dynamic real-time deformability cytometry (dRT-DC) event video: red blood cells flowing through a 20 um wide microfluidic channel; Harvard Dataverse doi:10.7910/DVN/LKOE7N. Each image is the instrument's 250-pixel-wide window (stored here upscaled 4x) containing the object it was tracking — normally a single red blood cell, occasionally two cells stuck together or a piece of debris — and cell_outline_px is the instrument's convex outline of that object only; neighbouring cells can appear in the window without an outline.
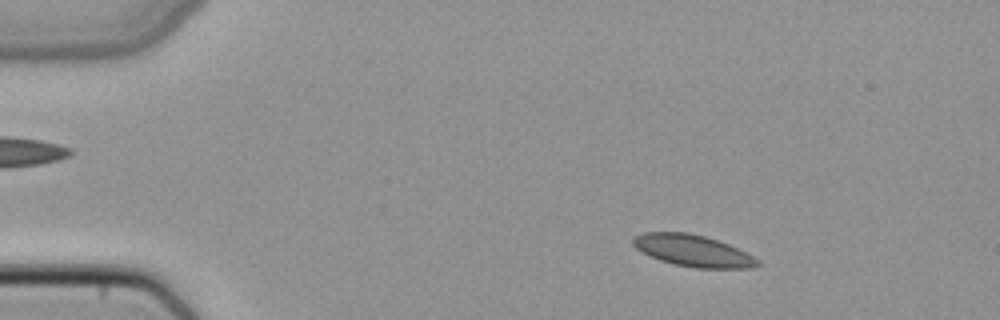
{"species": "common noctule bat (a hibernating species)", "species_latin": "Nyctalus noctula", "temperature_condition": "cold", "stored_images_in_passage": 50, "camera_frame_rate_fps": 3000, "um_per_image_px": 0.085, "animal": {"sex": "female", "body_mass_g": 22.7, "forearm_length_mm": 54.2}, "frame": {"image": 1, "passage_image": 8, "time_ms": 2.333, "image_size_px": [1000, 320], "cell_outline_px": [[764, 264], [756, 268], [696, 268], [676, 264], [660, 260], [636, 248], [632, 244], [632, 240], [636, 236], [644, 232], [688, 232], [704, 236], [728, 244], [760, 260]], "centroid_in_image_um": [58.94, 21.31], "position_along_channel_um": 26.1, "area_um2": 22.77}}
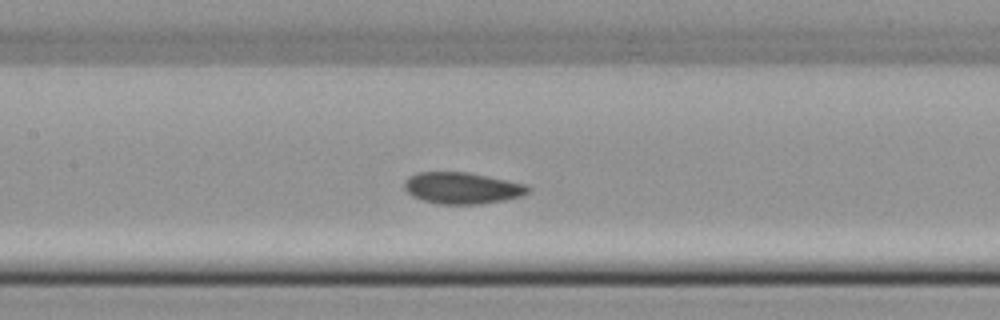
{"frame": {"image": 2, "passage_image": 24, "time_ms": 7.667, "image_size_px": [1000, 320], "cell_outline_px": [[532, 188], [524, 196], [504, 200], [480, 204], [436, 204], [412, 196], [404, 188], [404, 180], [408, 176], [416, 172], [468, 172], [524, 184]], "centroid_in_image_um": [39.26, 15.98], "position_along_channel_um": 168.1, "area_um2": 22.77}}
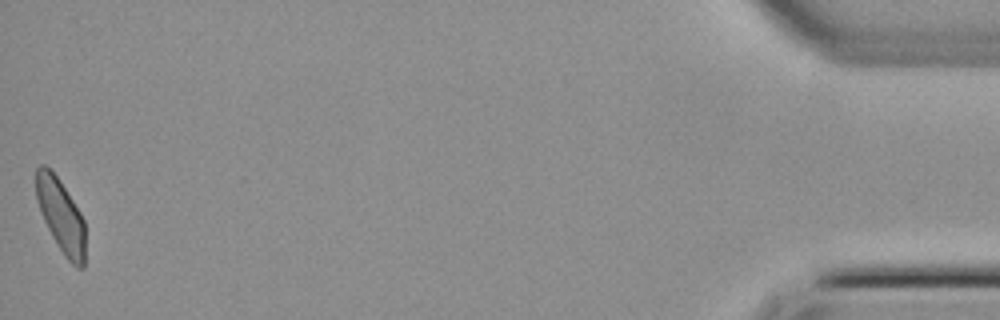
{"frame": {"image": 3, "passage_image": 50, "time_ms": 16.333, "image_size_px": [1000, 320], "cell_outline_px": [[84, 268], [76, 268], [64, 256], [52, 236], [44, 220], [36, 200], [36, 168], [40, 164], [44, 164], [60, 180], [80, 212], [84, 220]], "centroid_in_image_um": [5.17, 18.34], "position_along_channel_um": 430.0, "area_um2": 20.87}}